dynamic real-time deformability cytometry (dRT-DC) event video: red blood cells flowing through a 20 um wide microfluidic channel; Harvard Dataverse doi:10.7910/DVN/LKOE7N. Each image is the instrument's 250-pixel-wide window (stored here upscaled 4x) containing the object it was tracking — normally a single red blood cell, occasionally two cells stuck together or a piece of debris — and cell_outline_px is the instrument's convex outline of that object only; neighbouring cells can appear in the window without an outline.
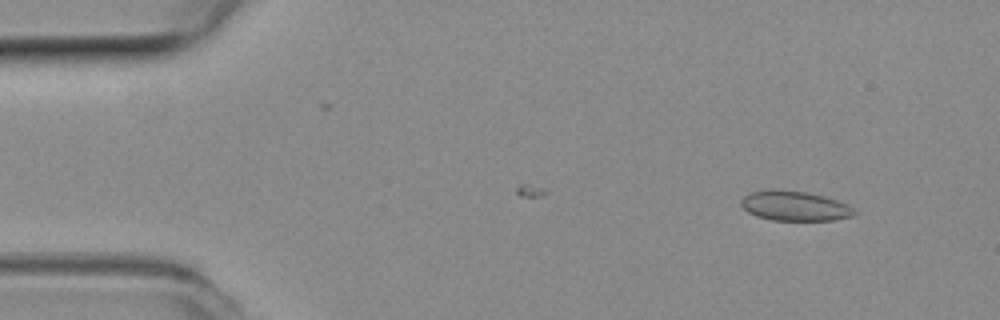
{"species": "common noctule bat (a hibernating species)", "species_latin": "Nyctalus noctula", "temperature_condition": "room temperature", "stored_images_in_passage": 45, "camera_frame_rate_fps": 3000, "um_per_image_px": 0.085, "animal": {"sex": "female", "body_mass_g": 19.3, "forearm_length_mm": 54.1}, "frame": {"image": 1, "passage_image": 4, "time_ms": 1.0, "image_size_px": [1000, 320], "cell_outline_px": [[856, 212], [852, 216], [836, 220], [772, 220], [756, 216], [748, 212], [740, 204], [740, 200], [744, 196], [752, 192], [772, 188], [776, 188], [804, 192], [824, 196], [848, 204]], "centroid_in_image_um": [67.52, 17.49], "position_along_channel_um": 17.5, "area_um2": 19.71}}
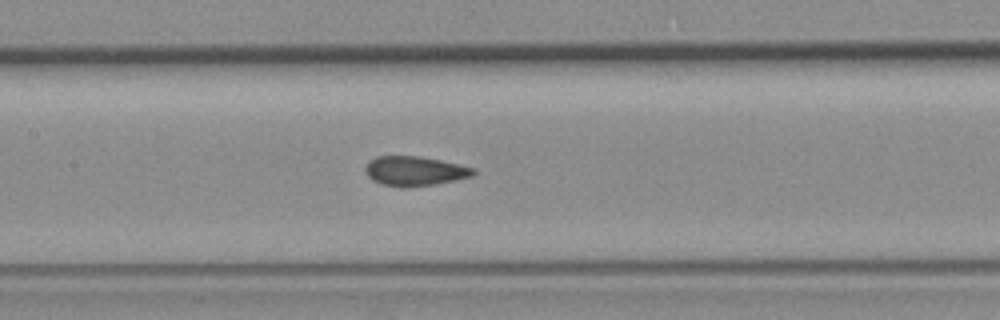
{"frame": {"image": 2, "passage_image": 23, "time_ms": 7.333, "image_size_px": [1000, 320], "cell_outline_px": [[476, 172], [472, 176], [456, 180], [436, 184], [408, 188], [400, 188], [380, 184], [372, 180], [364, 172], [364, 168], [376, 156], [420, 156], [460, 164], [476, 168]], "centroid_in_image_um": [35.26, 14.55], "position_along_channel_um": 172.1, "area_um2": 18.9}}
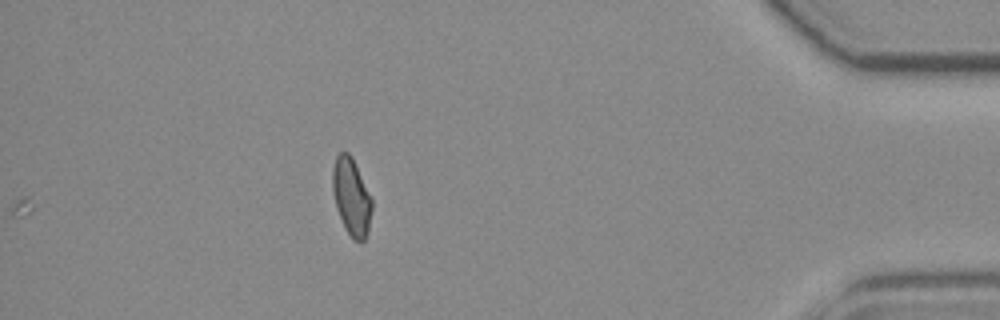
{"frame": {"image": 3, "passage_image": 45, "time_ms": 14.667, "image_size_px": [1000, 320], "cell_outline_px": [[372, 208], [368, 232], [364, 240], [360, 244], [352, 240], [344, 228], [336, 208], [332, 188], [332, 168], [336, 156], [340, 152], [348, 152], [352, 156], [372, 196]], "centroid_in_image_um": [29.88, 16.75], "position_along_channel_um": 405.3, "area_um2": 18.21}, "authors_computed_cell_mechanics": {"area_um2": 18.785, "velocity_mm_per_s": 3.9087, "shape_relaxation_time_tau1_ms": null, "shape_relaxation_time_tau2_ms": 2.6602, "deformation_change_tau1": null, "deformation_change_tau2": 0.0523}}